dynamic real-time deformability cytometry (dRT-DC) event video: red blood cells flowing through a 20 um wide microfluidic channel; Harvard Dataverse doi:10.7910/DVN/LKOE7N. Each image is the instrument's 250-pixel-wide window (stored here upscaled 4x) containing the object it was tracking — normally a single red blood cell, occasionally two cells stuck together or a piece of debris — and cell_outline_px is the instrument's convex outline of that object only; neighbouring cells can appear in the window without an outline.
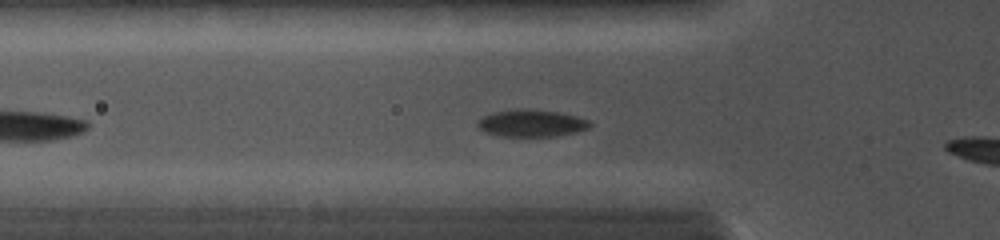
{"species": "common noctule bat (a hibernating species)", "species_latin": "Nyctalus noctula", "temperature_condition": "cold", "stored_images_in_passage": 22, "camera_frame_rate_fps": 5000, "um_per_image_px": 0.085, "animal": {"sex": "female", "body_mass_g": 19.0, "forearm_length_mm": 56.7}, "frame": {"image": 1, "passage_image": 6, "time_ms": 2.2, "image_size_px": [1000, 240], "cell_outline_px": [[592, 124], [588, 128], [576, 132], [556, 136], [500, 136], [484, 132], [476, 124], [476, 120], [492, 112], [516, 108], [528, 108], [556, 112], [576, 116], [588, 120]], "centroid_in_image_um": [45.13, 10.46], "position_along_channel_um": 80.7, "area_um2": 17.86}}
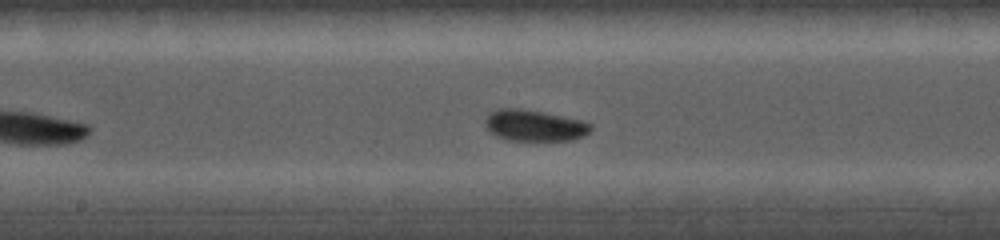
{"frame": {"image": 2, "passage_image": 12, "time_ms": 5.0, "image_size_px": [1000, 240], "cell_outline_px": [[592, 128], [584, 136], [572, 140], [508, 140], [496, 136], [484, 124], [484, 120], [492, 112], [500, 108], [520, 108], [544, 112], [584, 120], [592, 124]], "centroid_in_image_um": [45.46, 10.66], "position_along_channel_um": 202.7, "area_um2": 19.25}}
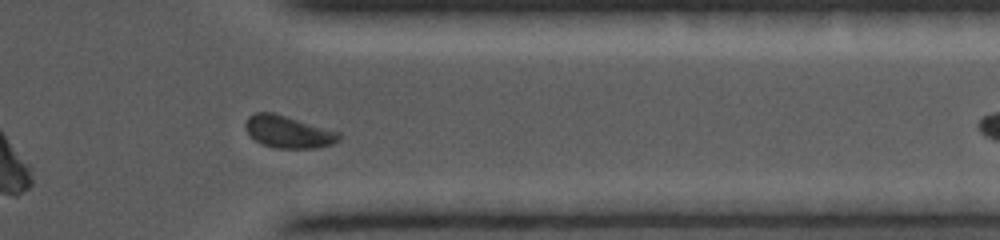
{"frame": {"image": 3, "passage_image": 20, "time_ms": 9.2, "image_size_px": [1000, 240], "cell_outline_px": [[340, 140], [332, 144], [316, 148], [276, 148], [260, 144], [248, 132], [244, 124], [248, 116], [252, 112], [272, 112], [340, 132]], "centroid_in_image_um": [24.49, 11.2], "position_along_channel_um": 386.9, "area_um2": 17.51}}